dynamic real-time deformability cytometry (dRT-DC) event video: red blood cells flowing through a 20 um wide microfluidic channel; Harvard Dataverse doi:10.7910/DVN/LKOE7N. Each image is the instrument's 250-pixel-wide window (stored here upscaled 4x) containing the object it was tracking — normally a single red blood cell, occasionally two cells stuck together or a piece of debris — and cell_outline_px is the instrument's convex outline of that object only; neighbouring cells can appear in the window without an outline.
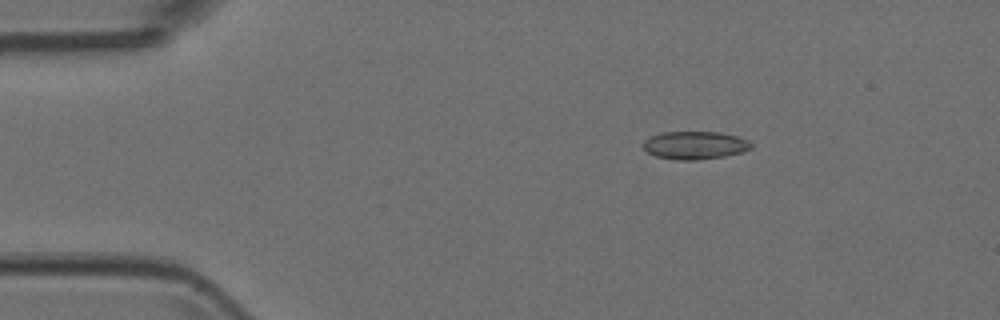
{"species": "Egyptian fruit bat (a non-hibernating species)", "species_latin": "Rousettus aegyptiacus", "temperature_condition": "room temperature", "stored_images_in_passage": 3, "camera_frame_rate_fps": 3000, "um_per_image_px": 0.085, "animal": {"sex": "female"}, "frame": {"image": 1, "passage_image": 1, "time_ms": 0.0, "image_size_px": [1000, 320], "cell_outline_px": [[752, 148], [744, 152], [724, 156], [696, 160], [676, 160], [656, 156], [648, 152], [644, 148], [644, 140], [652, 136], [664, 132], [720, 132], [736, 136], [748, 140], [752, 144]], "centroid_in_image_um": [59.1, 12.35], "position_along_channel_um": 25.9, "area_um2": 17.51}}
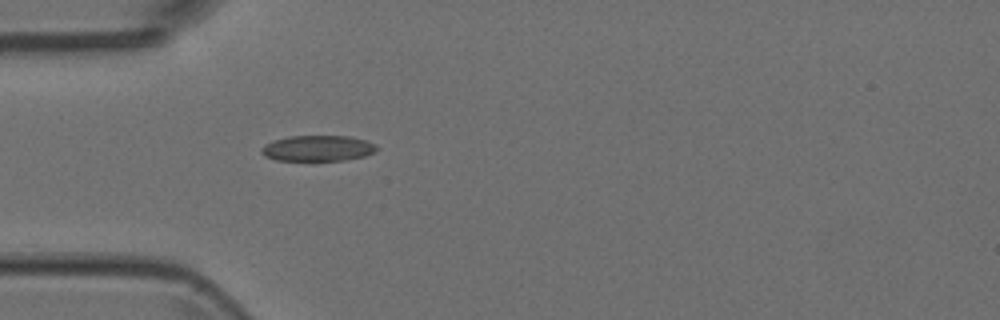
{"frame": {"image": 2, "passage_image": 3, "time_ms": 0.667, "image_size_px": [1000, 320], "cell_outline_px": [[376, 148], [372, 152], [364, 156], [344, 160], [276, 160], [264, 156], [260, 152], [260, 148], [264, 144], [288, 136], [348, 136], [364, 140], [376, 144]], "centroid_in_image_um": [26.95, 12.6], "position_along_channel_um": 58.0, "area_um2": 17.11}}